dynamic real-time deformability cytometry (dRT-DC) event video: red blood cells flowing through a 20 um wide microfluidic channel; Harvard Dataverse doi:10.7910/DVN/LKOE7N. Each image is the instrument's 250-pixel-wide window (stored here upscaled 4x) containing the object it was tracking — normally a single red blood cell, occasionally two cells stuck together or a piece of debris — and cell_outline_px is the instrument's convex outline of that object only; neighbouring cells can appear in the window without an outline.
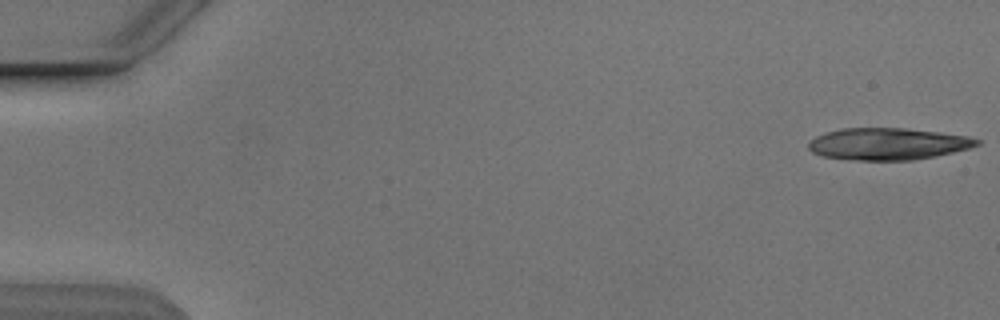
{"species": "Egyptian fruit bat (a non-hibernating species)", "species_latin": "Rousettus aegyptiacus", "temperature_condition": "cold", "stored_images_in_passage": 19, "camera_frame_rate_fps": 3000, "um_per_image_px": 0.085, "animal": {"sex": "male"}, "frame": {"image": 1, "passage_image": 1, "time_ms": 0.0, "image_size_px": [1000, 320], "cell_outline_px": [[980, 144], [968, 148], [952, 152], [912, 160], [856, 160], [824, 156], [812, 152], [808, 148], [808, 140], [824, 132], [844, 128], [904, 128], [940, 132], [968, 136], [980, 140]], "centroid_in_image_um": [75.43, 12.22], "position_along_channel_um": 9.6, "area_um2": 31.15}}